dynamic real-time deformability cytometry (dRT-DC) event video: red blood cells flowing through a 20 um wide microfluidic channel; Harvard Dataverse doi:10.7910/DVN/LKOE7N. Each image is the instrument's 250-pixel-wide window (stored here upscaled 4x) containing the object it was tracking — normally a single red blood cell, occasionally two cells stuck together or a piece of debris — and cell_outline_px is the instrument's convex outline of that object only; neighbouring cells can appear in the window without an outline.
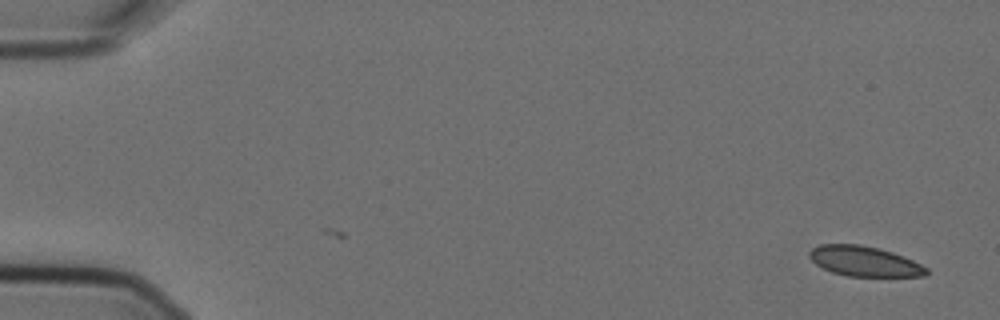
{"species": "Egyptian fruit bat (a non-hibernating species)", "species_latin": "Rousettus aegyptiacus", "temperature_condition": "cold", "stored_images_in_passage": 5, "camera_frame_rate_fps": 3000, "um_per_image_px": 0.085, "animal": {"sex": "female"}, "frame": {"image": 1, "passage_image": 1, "time_ms": 0.0, "image_size_px": [1000, 320], "cell_outline_px": [[928, 272], [924, 276], [848, 276], [832, 272], [816, 264], [808, 256], [808, 252], [812, 248], [820, 244], [860, 244], [880, 248], [904, 256], [928, 268]], "centroid_in_image_um": [73.46, 22.19], "position_along_channel_um": 11.5, "area_um2": 20.52}}
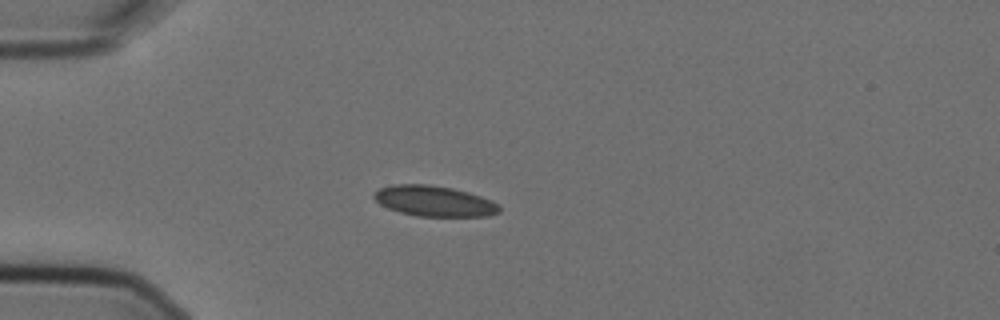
{"frame": {"image": 2, "passage_image": 4, "time_ms": 1.0, "image_size_px": [1000, 320], "cell_outline_px": [[500, 212], [488, 216], [416, 216], [400, 212], [388, 208], [380, 204], [372, 196], [372, 192], [380, 188], [392, 184], [428, 184], [452, 188], [468, 192], [492, 200], [500, 208]], "centroid_in_image_um": [36.87, 17.08], "position_along_channel_um": 48.1, "area_um2": 22.37}}